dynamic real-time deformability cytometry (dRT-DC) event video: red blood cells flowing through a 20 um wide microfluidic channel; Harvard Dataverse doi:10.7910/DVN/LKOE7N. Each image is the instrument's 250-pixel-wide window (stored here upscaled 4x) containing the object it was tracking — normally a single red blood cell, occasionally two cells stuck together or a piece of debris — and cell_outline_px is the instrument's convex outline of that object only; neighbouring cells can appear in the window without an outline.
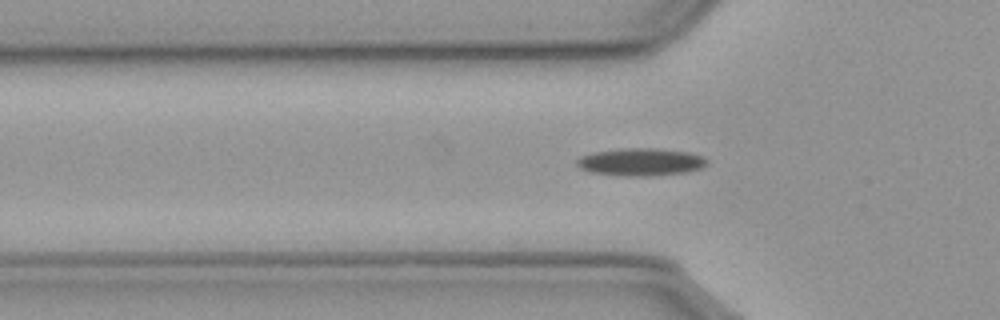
{"species": "common noctule bat (a hibernating species)", "species_latin": "Nyctalus noctula", "temperature_condition": "cold", "stored_images_in_passage": 48, "camera_frame_rate_fps": 3000, "um_per_image_px": 0.085, "animal": {"sex": "male", "body_mass_g": 23.1, "forearm_length_mm": 52.7}, "frame": {"image": 1, "passage_image": 8, "time_ms": 2.333, "image_size_px": [1000, 320], "cell_outline_px": [[708, 164], [700, 168], [688, 172], [648, 176], [624, 176], [588, 172], [580, 168], [576, 164], [576, 160], [580, 156], [592, 152], [624, 148], [656, 148], [688, 152], [700, 156], [708, 160]], "centroid_in_image_um": [54.43, 13.77], "position_along_channel_um": 71.4, "area_um2": 21.04}}
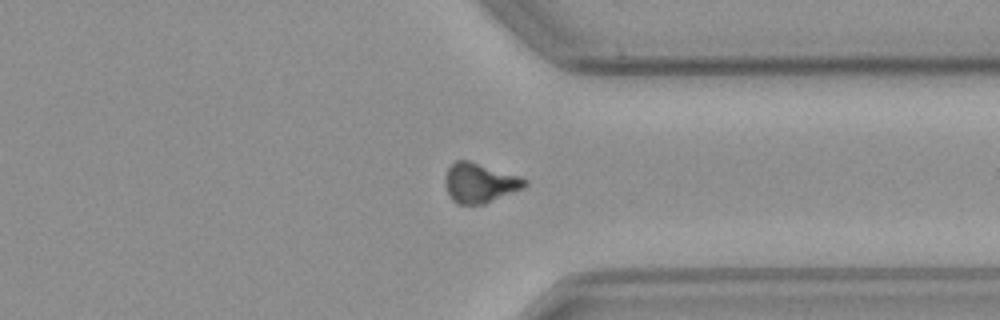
{"frame": {"image": 2, "passage_image": 33, "time_ms": 10.667, "image_size_px": [1000, 320], "cell_outline_px": [[528, 184], [524, 188], [484, 204], [456, 204], [452, 200], [444, 184], [444, 176], [448, 168], [456, 160], [468, 160], [520, 176], [528, 180]], "centroid_in_image_um": [40.77, 15.55], "position_along_channel_um": 370.6, "area_um2": 18.5}}
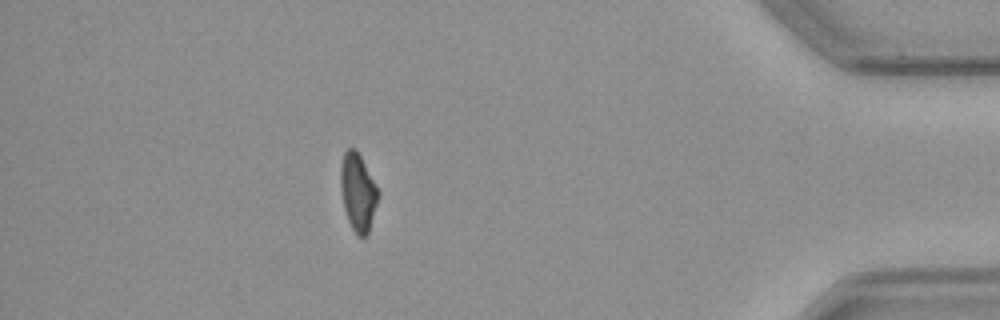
{"frame": {"image": 3, "passage_image": 40, "time_ms": 13.0, "image_size_px": [1000, 320], "cell_outline_px": [[380, 196], [368, 236], [360, 236], [352, 228], [348, 220], [344, 208], [340, 188], [340, 164], [344, 152], [348, 148], [356, 148], [380, 192]], "centroid_in_image_um": [30.43, 16.33], "position_along_channel_um": 404.8, "area_um2": 17.22}, "authors_computed_cell_mechanics": {"area_um2": 18.5249, "velocity_mm_per_s": 3.5988, "shape_relaxation_time_tau1_ms": 6.2513, "shape_relaxation_time_tau2_ms": null, "deformation_change_tau1": 0.1555, "deformation_change_tau2": null}}